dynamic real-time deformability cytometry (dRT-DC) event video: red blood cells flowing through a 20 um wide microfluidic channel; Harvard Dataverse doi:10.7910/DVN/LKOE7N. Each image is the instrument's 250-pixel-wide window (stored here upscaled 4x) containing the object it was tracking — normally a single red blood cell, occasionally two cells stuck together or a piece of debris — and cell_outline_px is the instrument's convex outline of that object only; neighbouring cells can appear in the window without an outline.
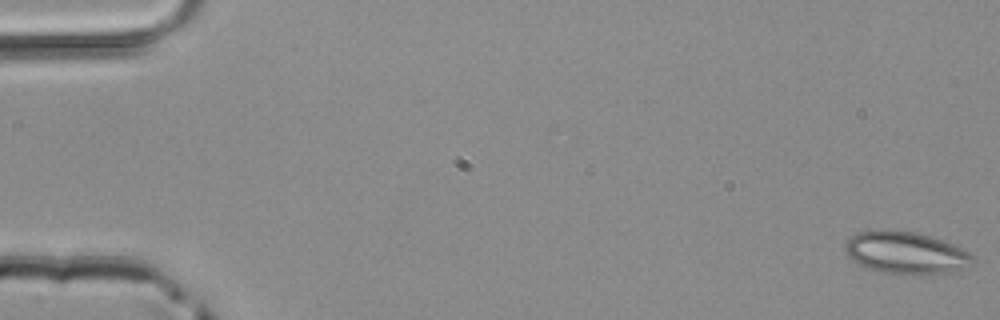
{"species": "common noctule bat (a hibernating species)", "species_latin": "Nyctalus noctula", "temperature_condition": "room temperature", "stored_images_in_passage": 50, "camera_frame_rate_fps": 3000, "um_per_image_px": 0.085, "animal": {"sex": "male", "body_mass_g": 20.4}, "frame": {"image": 1, "passage_image": 1, "time_ms": 0.0, "image_size_px": [1000, 320], "cell_outline_px": [[976, 260], [968, 268], [952, 272], [880, 272], [868, 268], [852, 260], [848, 256], [844, 248], [844, 244], [856, 232], [880, 228], [884, 228], [916, 232], [932, 236], [952, 244], [968, 252]], "centroid_in_image_um": [76.97, 21.43], "position_along_channel_um": 8.0, "area_um2": 31.15}}
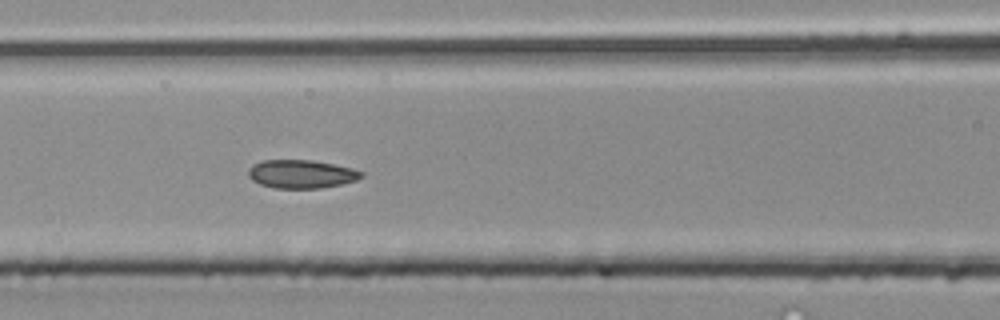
{"frame": {"image": 2, "passage_image": 22, "time_ms": 7.0, "image_size_px": [1000, 320], "cell_outline_px": [[364, 176], [356, 180], [340, 184], [320, 188], [272, 188], [260, 184], [252, 180], [248, 176], [248, 168], [252, 164], [264, 160], [312, 160], [352, 168], [364, 172]], "centroid_in_image_um": [25.59, 14.79], "position_along_channel_um": 141.0, "area_um2": 18.73}}
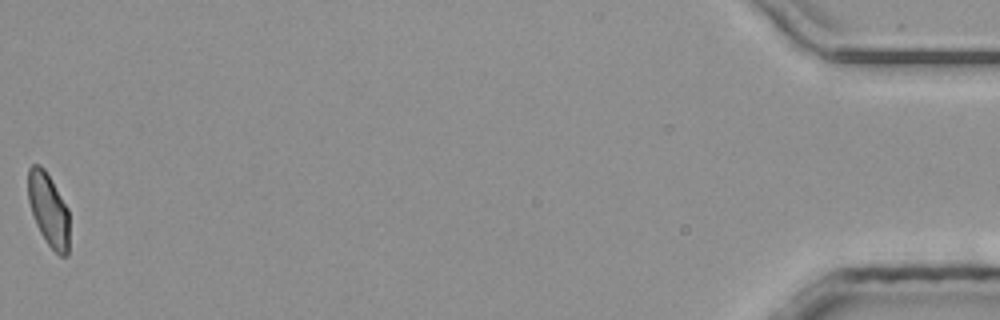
{"frame": {"image": 3, "passage_image": 50, "time_ms": 16.333, "image_size_px": [1000, 320], "cell_outline_px": [[68, 256], [60, 256], [48, 244], [40, 232], [36, 224], [28, 200], [28, 168], [32, 164], [40, 164], [44, 168], [68, 208]], "centroid_in_image_um": [4.11, 17.8], "position_along_channel_um": 431.1, "area_um2": 17.4}}